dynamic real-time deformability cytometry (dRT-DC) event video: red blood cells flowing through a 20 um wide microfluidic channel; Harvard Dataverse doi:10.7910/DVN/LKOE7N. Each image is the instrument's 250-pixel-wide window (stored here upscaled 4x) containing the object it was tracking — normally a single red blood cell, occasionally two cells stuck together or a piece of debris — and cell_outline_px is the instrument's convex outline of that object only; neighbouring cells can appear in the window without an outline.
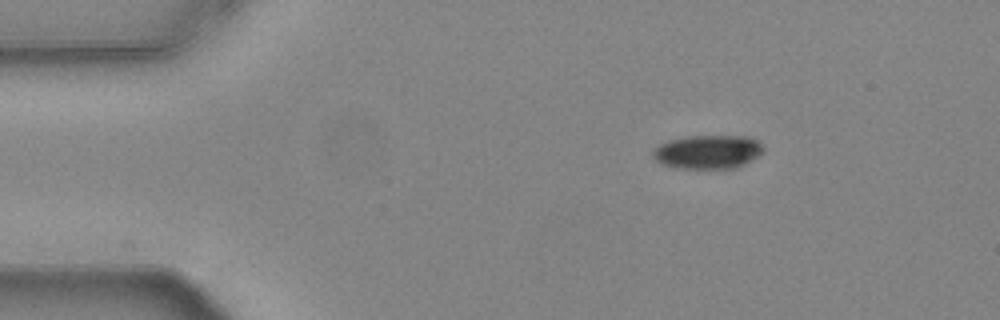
{"species": "common noctule bat (a hibernating species)", "species_latin": "Nyctalus noctula", "temperature_condition": "warm", "stored_images_in_passage": 47, "camera_frame_rate_fps": 3000, "um_per_image_px": 0.085, "animal": {"sex": "female", "body_mass_g": 24.6, "forearm_length_mm": 56.2}, "frame": {"image": 1, "passage_image": 1, "time_ms": 0.0, "image_size_px": [1000, 320], "cell_outline_px": [[764, 152], [744, 164], [732, 168], [672, 168], [660, 164], [652, 156], [652, 152], [660, 144], [668, 140], [688, 136], [748, 136], [756, 140], [764, 148]], "centroid_in_image_um": [60.14, 12.91], "position_along_channel_um": 24.9, "area_um2": 21.73}}
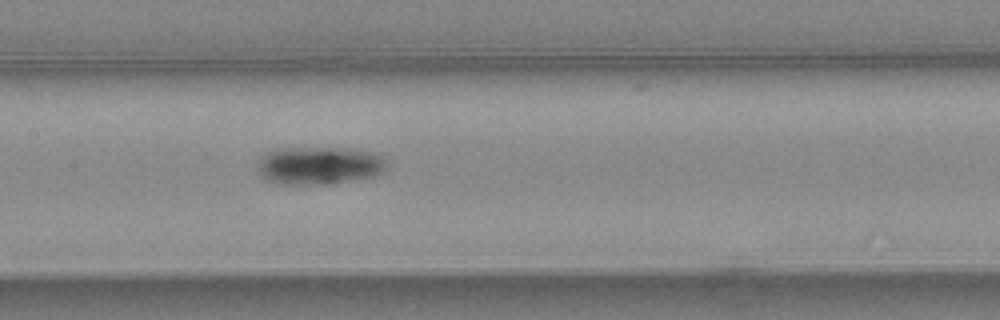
{"frame": {"image": 2, "passage_image": 19, "time_ms": 6.0, "image_size_px": [1000, 320], "cell_outline_px": [[388, 164], [380, 172], [372, 176], [324, 184], [280, 184], [268, 180], [260, 176], [256, 172], [256, 168], [260, 160], [268, 152], [276, 148], [352, 148], [368, 152], [380, 156]], "centroid_in_image_um": [27.05, 14.06], "position_along_channel_um": 180.4, "area_um2": 28.15}}
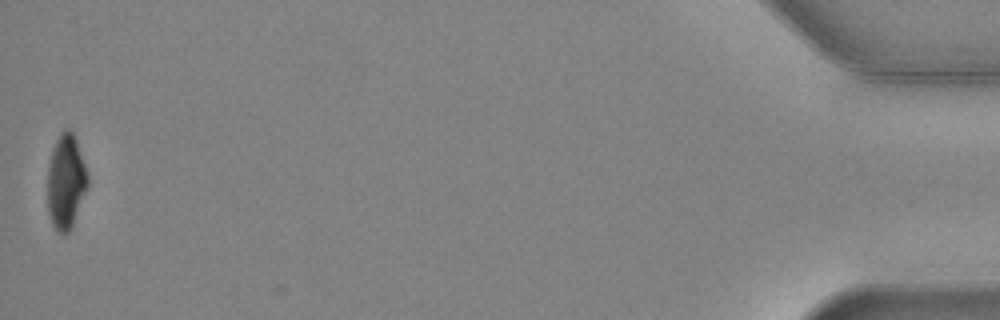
{"frame": {"image": 3, "passage_image": 47, "time_ms": 15.333, "image_size_px": [1000, 320], "cell_outline_px": [[88, 188], [72, 224], [68, 232], [64, 236], [56, 232], [52, 224], [48, 212], [48, 164], [52, 148], [60, 132], [64, 128], [68, 128], [72, 132], [76, 140], [88, 172]], "centroid_in_image_um": [5.6, 15.44], "position_along_channel_um": 429.6, "area_um2": 22.31}, "authors_computed_cell_mechanics": {"area_um2": 25.143, "velocity_mm_per_s": 3.7475, "shape_relaxation_time_tau1_ms": 3.0745, "shape_relaxation_time_tau2_ms": null, "deformation_change_tau1": 0.1524, "deformation_change_tau2": null}}